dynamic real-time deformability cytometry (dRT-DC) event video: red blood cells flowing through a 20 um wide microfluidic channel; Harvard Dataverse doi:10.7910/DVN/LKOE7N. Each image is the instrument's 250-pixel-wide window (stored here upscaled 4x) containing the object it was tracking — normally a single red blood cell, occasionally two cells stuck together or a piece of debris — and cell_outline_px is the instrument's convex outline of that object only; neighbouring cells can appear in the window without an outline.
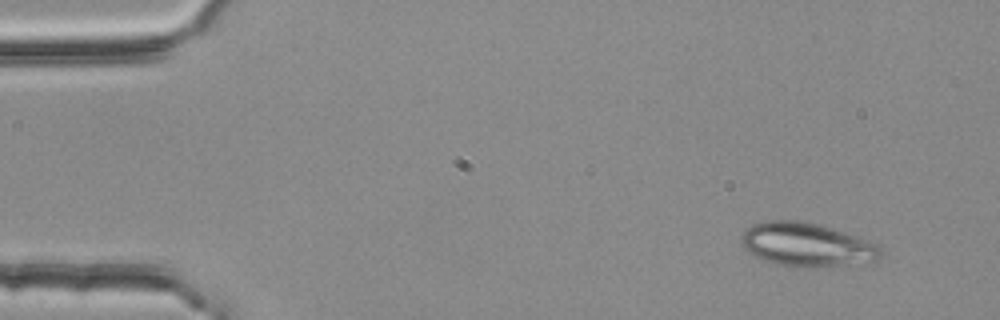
{"species": "common noctule bat (a hibernating species)", "species_latin": "Nyctalus noctula", "temperature_condition": "room temperature", "stored_images_in_passage": 3, "camera_frame_rate_fps": 3000, "um_per_image_px": 0.085, "animal": {"sex": "female", "body_mass_g": 25.1}, "frame": {"image": 1, "passage_image": 1, "time_ms": 0.0, "image_size_px": [1000, 320], "cell_outline_px": [[884, 256], [876, 260], [804, 268], [776, 264], [760, 260], [748, 252], [740, 244], [740, 232], [752, 224], [768, 220], [804, 220], [868, 240], [876, 244], [880, 248]], "centroid_in_image_um": [68.46, 20.78], "position_along_channel_um": 16.5, "area_um2": 35.49}}